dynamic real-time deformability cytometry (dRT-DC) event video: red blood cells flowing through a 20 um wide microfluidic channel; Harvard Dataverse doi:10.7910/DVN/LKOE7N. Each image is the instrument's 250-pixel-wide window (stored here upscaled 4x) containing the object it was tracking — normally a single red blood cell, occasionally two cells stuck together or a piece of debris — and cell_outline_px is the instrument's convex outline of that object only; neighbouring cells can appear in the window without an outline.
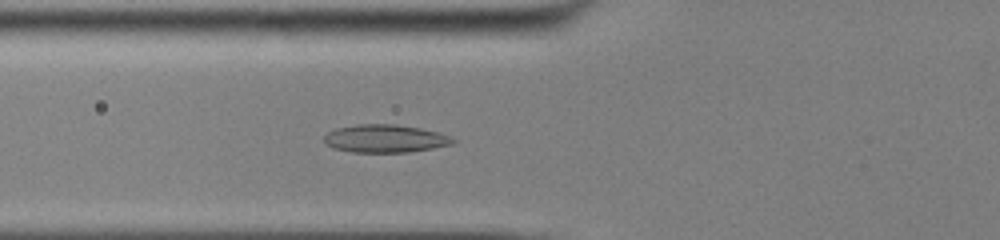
{"species": "common noctule bat (a hibernating species)", "species_latin": "Nyctalus noctula", "temperature_condition": "cold", "stored_images_in_passage": 48, "camera_frame_rate_fps": 3000, "um_per_image_px": 0.085, "animal": {"sex": "male", "body_mass_g": 13.0, "forearm_length_mm": 53.1}, "frame": {"image": 1, "passage_image": 15, "time_ms": 4.667, "image_size_px": [1000, 240], "cell_outline_px": [[456, 140], [452, 144], [432, 148], [408, 152], [352, 152], [332, 148], [324, 144], [324, 136], [328, 132], [336, 128], [360, 124], [396, 124], [420, 128], [440, 132], [452, 136]], "centroid_in_image_um": [32.73, 11.78], "position_along_channel_um": 93.1, "area_um2": 21.1}}
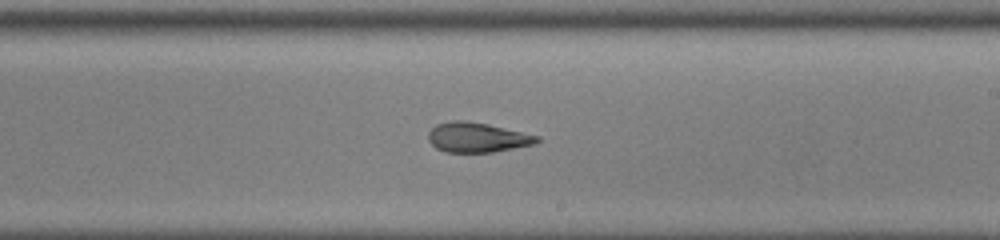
{"frame": {"image": 2, "passage_image": 27, "time_ms": 8.667, "image_size_px": [1000, 240], "cell_outline_px": [[540, 140], [536, 144], [492, 152], [444, 152], [436, 148], [428, 140], [428, 132], [436, 124], [452, 120], [464, 120], [488, 124], [540, 136]], "centroid_in_image_um": [40.56, 11.68], "position_along_channel_um": 248.4, "area_um2": 18.96}}
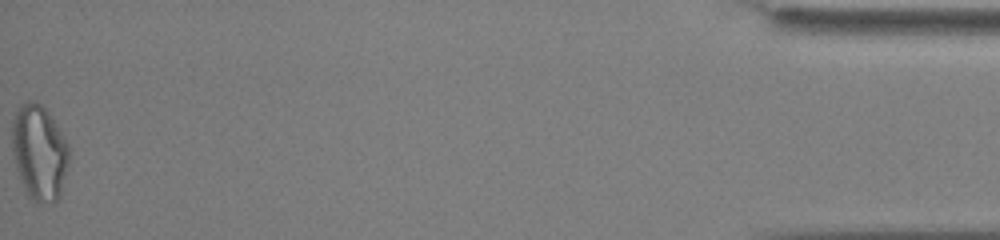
{"frame": {"image": 3, "passage_image": 48, "time_ms": 15.667, "image_size_px": [1000, 240], "cell_outline_px": [[68, 164], [60, 196], [56, 200], [40, 204], [32, 200], [28, 196], [20, 180], [16, 168], [12, 152], [12, 116], [16, 108], [24, 100], [36, 100], [48, 112], [68, 144]], "centroid_in_image_um": [3.3, 12.93], "position_along_channel_um": 431.9, "area_um2": 31.79}, "authors_computed_cell_mechanics": {"area_um2": 20.808, "velocity_mm_per_s": 3.8799, "shape_relaxation_time_tau1_ms": null, "shape_relaxation_time_tau2_ms": 2.2304, "deformation_change_tau1": null, "deformation_change_tau2": 0.1048}}